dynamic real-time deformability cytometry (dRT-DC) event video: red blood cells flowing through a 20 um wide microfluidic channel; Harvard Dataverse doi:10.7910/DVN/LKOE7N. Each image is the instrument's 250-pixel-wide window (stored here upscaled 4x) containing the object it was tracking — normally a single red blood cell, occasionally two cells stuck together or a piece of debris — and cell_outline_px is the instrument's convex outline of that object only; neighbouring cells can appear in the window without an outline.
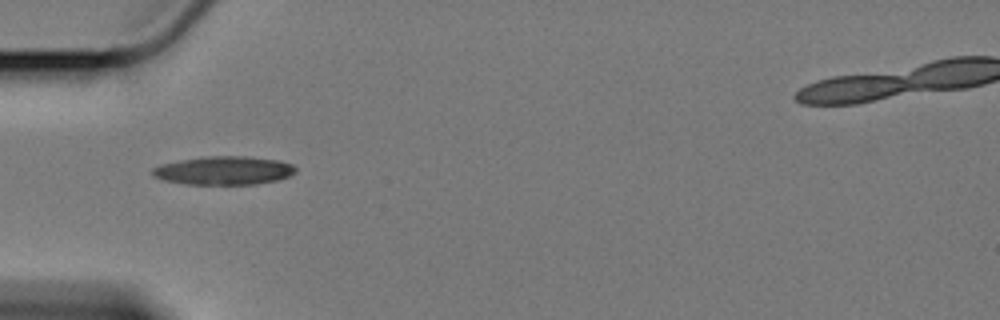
{"species": "Egyptian fruit bat (a non-hibernating species)", "species_latin": "Rousettus aegyptiacus", "temperature_condition": "cold", "stored_images_in_passage": 16, "camera_frame_rate_fps": 3000, "um_per_image_px": 0.085, "animal": {"sex": "female"}, "frame": {"image": 1, "passage_image": 1, "time_ms": 0.0, "image_size_px": [1000, 320], "cell_outline_px": [[296, 172], [288, 176], [276, 180], [256, 184], [184, 184], [164, 180], [152, 176], [152, 168], [160, 164], [200, 156], [248, 156], [280, 160], [292, 164], [296, 168]], "centroid_in_image_um": [19.01, 14.48], "position_along_channel_um": 66.0, "area_um2": 23.93}}
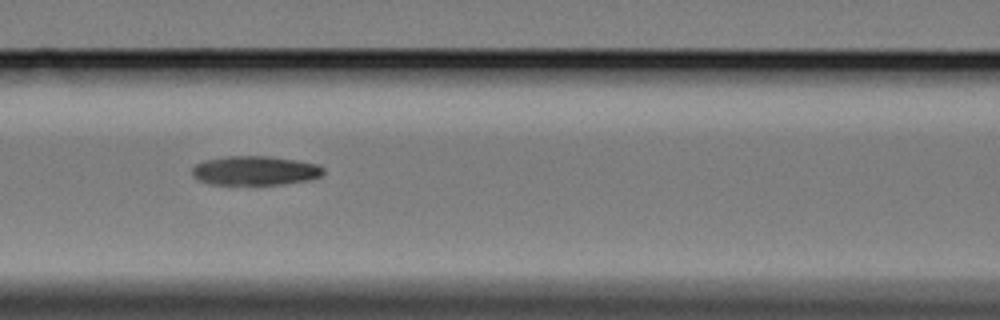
{"frame": {"image": 2, "passage_image": 8, "time_ms": 2.333, "image_size_px": [1000, 320], "cell_outline_px": [[324, 172], [320, 176], [308, 180], [280, 184], [208, 184], [196, 180], [192, 176], [192, 168], [196, 164], [204, 160], [228, 156], [268, 156], [296, 160], [316, 164], [324, 168]], "centroid_in_image_um": [21.63, 14.5], "position_along_channel_um": 145.0, "area_um2": 22.31}}
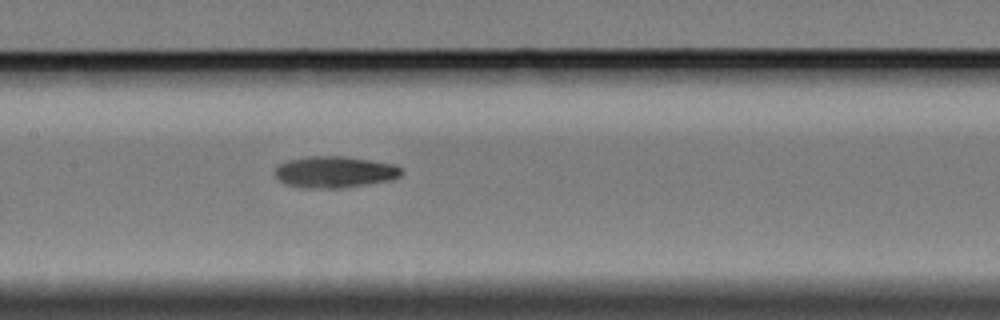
{"frame": {"image": 3, "passage_image": 11, "time_ms": 3.333, "image_size_px": [1000, 320], "cell_outline_px": [[404, 172], [400, 176], [392, 180], [340, 188], [304, 188], [284, 184], [276, 176], [276, 168], [280, 164], [288, 160], [308, 156], [344, 156], [396, 164]], "centroid_in_image_um": [28.47, 14.62], "position_along_channel_um": 178.9, "area_um2": 23.24}}